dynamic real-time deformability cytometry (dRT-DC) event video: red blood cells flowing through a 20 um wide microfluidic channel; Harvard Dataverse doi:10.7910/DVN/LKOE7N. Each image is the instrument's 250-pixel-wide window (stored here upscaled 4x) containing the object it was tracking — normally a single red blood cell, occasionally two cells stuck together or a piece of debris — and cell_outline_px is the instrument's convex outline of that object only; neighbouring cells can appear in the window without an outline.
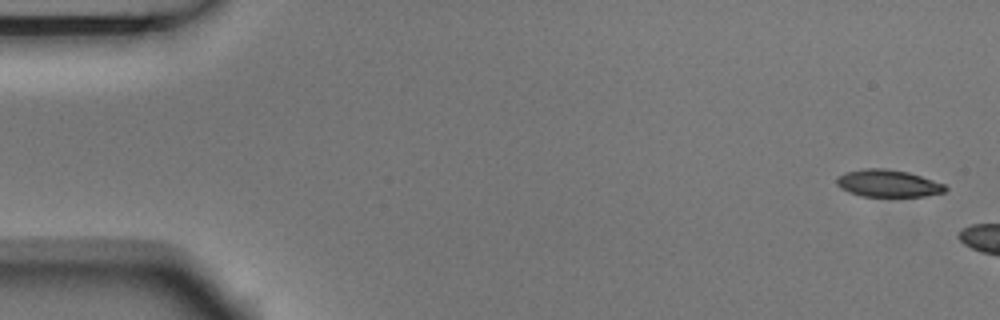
{"species": "Egyptian fruit bat (a non-hibernating species)", "species_latin": "Rousettus aegyptiacus", "temperature_condition": "room temperature", "stored_images_in_passage": 3, "camera_frame_rate_fps": 3000, "um_per_image_px": 0.085, "animal": {"sex": "male"}, "frame": {"image": 1, "passage_image": 1, "time_ms": 0.0, "image_size_px": [1000, 320], "cell_outline_px": [[948, 188], [944, 192], [924, 196], [864, 196], [840, 188], [836, 184], [836, 176], [848, 172], [864, 168], [884, 168], [908, 172], [944, 184]], "centroid_in_image_um": [75.47, 15.58], "position_along_channel_um": 9.5, "area_um2": 16.99}}